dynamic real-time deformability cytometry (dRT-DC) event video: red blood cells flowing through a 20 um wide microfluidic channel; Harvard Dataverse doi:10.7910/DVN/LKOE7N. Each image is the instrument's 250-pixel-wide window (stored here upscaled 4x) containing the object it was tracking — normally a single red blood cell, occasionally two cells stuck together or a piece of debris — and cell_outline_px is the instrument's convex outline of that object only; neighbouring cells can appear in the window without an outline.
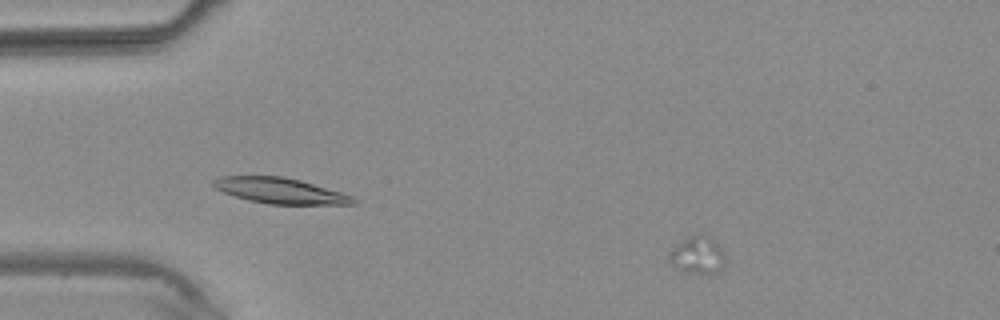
{"species": "common noctule bat (a hibernating species)", "species_latin": "Nyctalus noctula", "temperature_condition": "warm", "stored_images_in_passage": 3, "camera_frame_rate_fps": 3000, "um_per_image_px": 0.085, "animal": {"sex": "male", "body_mass_g": 20.4}, "frame": {"image": 1, "passage_image": 1, "time_ms": 0.0, "image_size_px": [1000, 320], "cell_outline_px": [[724, 264], [716, 272], [704, 276], [700, 276], [680, 272], [668, 260], [668, 256], [672, 248], [680, 240], [688, 236], [700, 232], [712, 236], [716, 240], [724, 256]], "centroid_in_image_um": [59.26, 21.69], "position_along_channel_um": 25.7, "area_um2": 12.95}}